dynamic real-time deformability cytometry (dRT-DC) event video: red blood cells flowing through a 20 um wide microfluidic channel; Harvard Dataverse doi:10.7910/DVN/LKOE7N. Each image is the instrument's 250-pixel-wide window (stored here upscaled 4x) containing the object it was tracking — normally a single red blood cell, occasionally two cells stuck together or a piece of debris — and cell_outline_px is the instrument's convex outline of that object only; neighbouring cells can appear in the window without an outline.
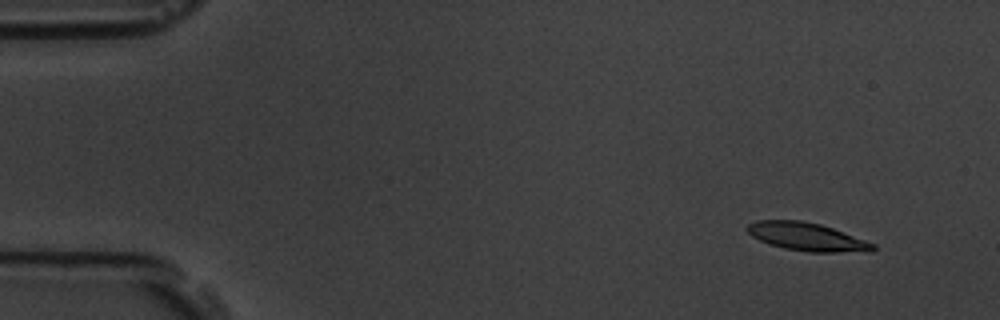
{"species": "common noctule bat (a hibernating species)", "species_latin": "Nyctalus noctula", "temperature_condition": "room temperature", "stored_images_in_passage": 53, "camera_frame_rate_fps": 3000, "um_per_image_px": 0.085, "animal": {"sex": "male", "body_mass_g": 19.5, "forearm_length_mm": 54.6}, "frame": {"image": 1, "passage_image": 1, "time_ms": 0.0, "image_size_px": [1000, 320], "cell_outline_px": [[876, 248], [872, 252], [808, 252], [784, 248], [768, 244], [752, 236], [748, 232], [748, 224], [756, 220], [800, 220], [820, 224], [832, 228], [876, 244]], "centroid_in_image_um": [68.61, 20.13], "position_along_channel_um": 16.4, "area_um2": 20.58}}
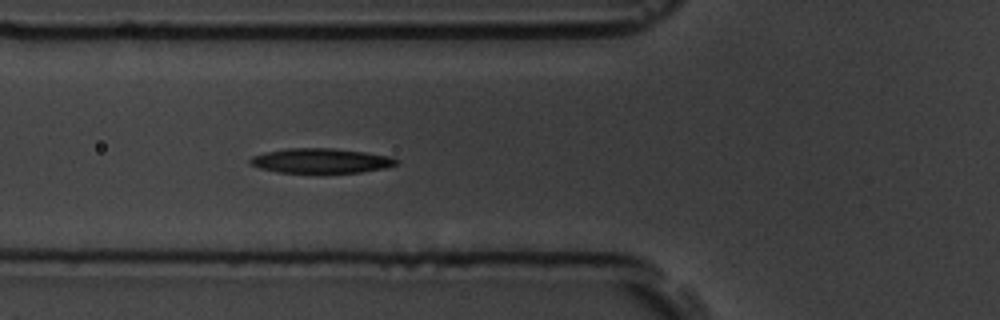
{"frame": {"image": 2, "passage_image": 17, "time_ms": 5.333, "image_size_px": [1000, 320], "cell_outline_px": [[400, 160], [396, 164], [384, 168], [360, 172], [276, 172], [260, 168], [248, 164], [248, 160], [252, 156], [264, 152], [288, 148], [332, 148], [364, 152], [392, 156]], "centroid_in_image_um": [27.25, 13.65], "position_along_channel_um": 98.6, "area_um2": 21.04}}
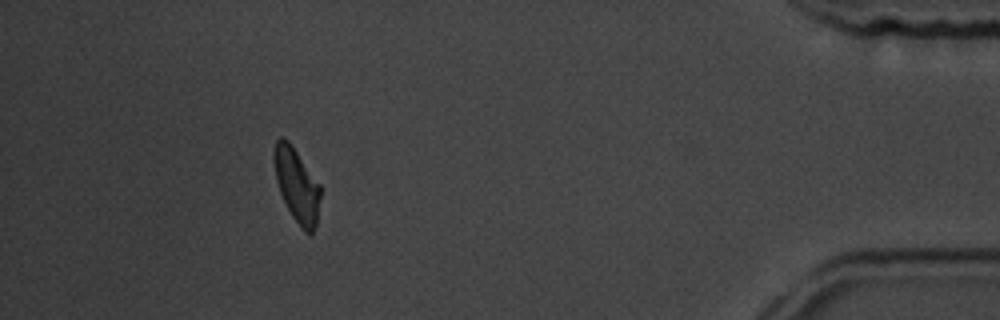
{"frame": {"image": 3, "passage_image": 48, "time_ms": 15.667, "image_size_px": [1000, 320], "cell_outline_px": [[320, 196], [316, 224], [312, 232], [304, 232], [300, 228], [292, 216], [280, 192], [276, 180], [272, 160], [272, 156], [276, 140], [280, 136], [284, 136], [288, 140], [320, 184]], "centroid_in_image_um": [25.19, 15.7], "position_along_channel_um": 410.0, "area_um2": 19.88}, "authors_computed_cell_mechanics": {"area_um2": 20.9814, "velocity_mm_per_s": 3.5718, "shape_relaxation_time_tau1_ms": 5.5059, "shape_relaxation_time_tau2_ms": null, "deformation_change_tau1": 0.1716, "deformation_change_tau2": null}}